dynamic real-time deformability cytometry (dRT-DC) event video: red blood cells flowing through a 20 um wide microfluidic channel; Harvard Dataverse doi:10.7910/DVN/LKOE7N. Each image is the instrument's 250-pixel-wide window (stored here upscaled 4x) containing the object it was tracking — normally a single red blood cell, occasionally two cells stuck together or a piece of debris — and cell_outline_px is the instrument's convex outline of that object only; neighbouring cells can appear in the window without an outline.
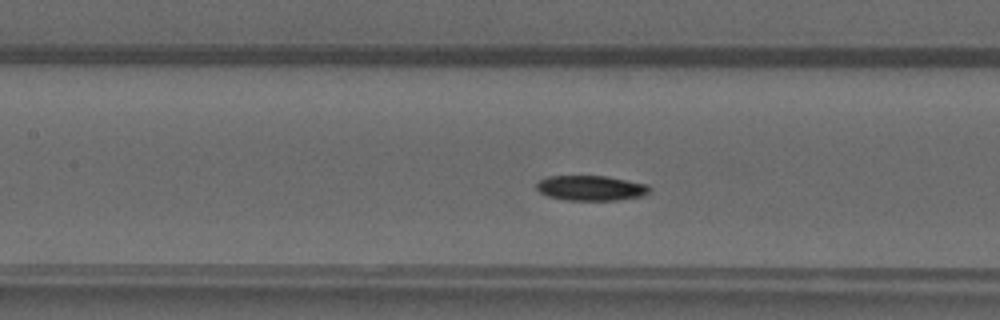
{"species": "common noctule bat (a hibernating species)", "species_latin": "Nyctalus noctula", "temperature_condition": "warm", "stored_images_in_passage": 42, "camera_frame_rate_fps": 3000, "um_per_image_px": 0.085, "animal": {"sex": "male", "forearm_length_mm": 52.5}, "frame": {"image": 1, "passage_image": 16, "time_ms": 5.0, "image_size_px": [1000, 320], "cell_outline_px": [[652, 188], [644, 196], [616, 200], [564, 200], [548, 196], [540, 192], [536, 188], [536, 184], [540, 180], [548, 176], [608, 176], [648, 184]], "centroid_in_image_um": [50.25, 15.98], "position_along_channel_um": 157.1, "area_um2": 16.65}}
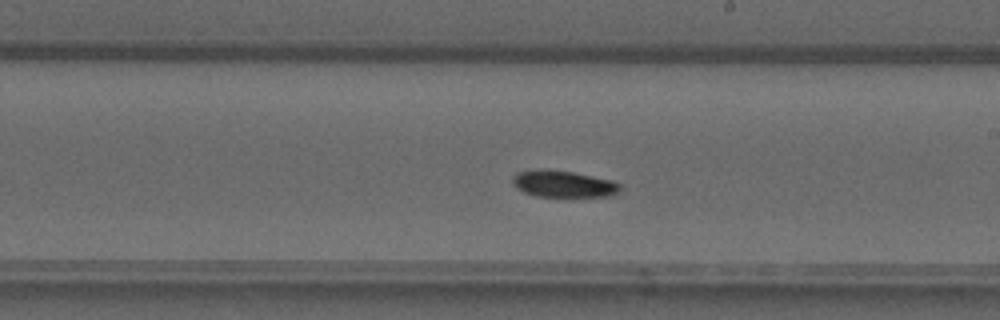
{"frame": {"image": 2, "passage_image": 22, "time_ms": 7.0, "image_size_px": [1000, 320], "cell_outline_px": [[620, 192], [608, 196], [536, 196], [524, 192], [516, 188], [512, 184], [512, 176], [516, 172], [572, 172], [612, 180], [620, 184]], "centroid_in_image_um": [47.93, 15.68], "position_along_channel_um": 241.1, "area_um2": 15.95}}
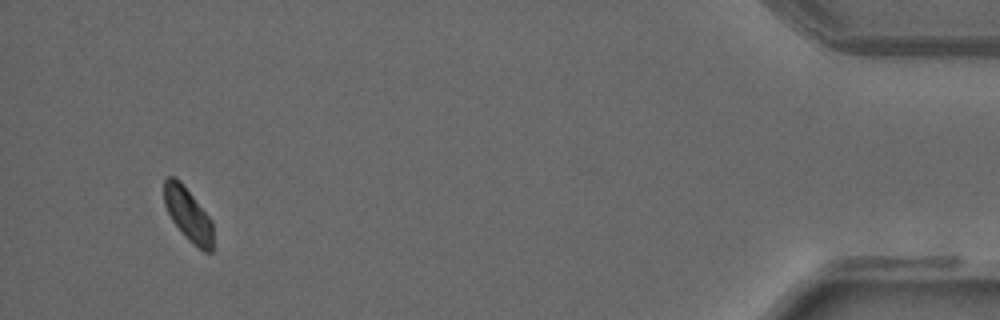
{"frame": {"image": 3, "passage_image": 40, "time_ms": 13.0, "image_size_px": [1000, 320], "cell_outline_px": [[212, 252], [204, 252], [192, 244], [188, 240], [172, 220], [164, 204], [164, 180], [168, 176], [176, 176], [180, 180], [212, 220]], "centroid_in_image_um": [15.98, 18.21], "position_along_channel_um": 419.2, "area_um2": 15.2}}